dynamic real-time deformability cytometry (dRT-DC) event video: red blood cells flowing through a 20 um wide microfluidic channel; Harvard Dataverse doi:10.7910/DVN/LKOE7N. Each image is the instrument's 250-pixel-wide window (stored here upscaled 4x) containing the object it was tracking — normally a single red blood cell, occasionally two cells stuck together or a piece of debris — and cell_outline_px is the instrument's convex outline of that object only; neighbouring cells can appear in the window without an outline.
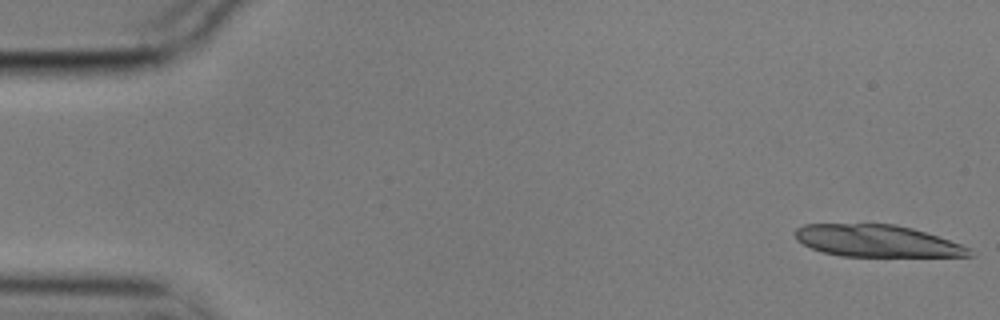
{"species": "common noctule bat (a hibernating species)", "species_latin": "Nyctalus noctula", "temperature_condition": "cold", "stored_images_in_passage": 49, "camera_frame_rate_fps": 3000, "um_per_image_px": 0.085, "animal": {"sex": "male", "body_mass_g": 17.9}, "frame": {"image": 1, "passage_image": 1, "time_ms": 0.0, "image_size_px": [1000, 320], "cell_outline_px": [[972, 256], [840, 256], [824, 252], [812, 248], [796, 240], [792, 232], [796, 228], [804, 224], [896, 224], [912, 228], [972, 248]], "centroid_in_image_um": [74.49, 20.47], "position_along_channel_um": 10.5, "area_um2": 32.31}}
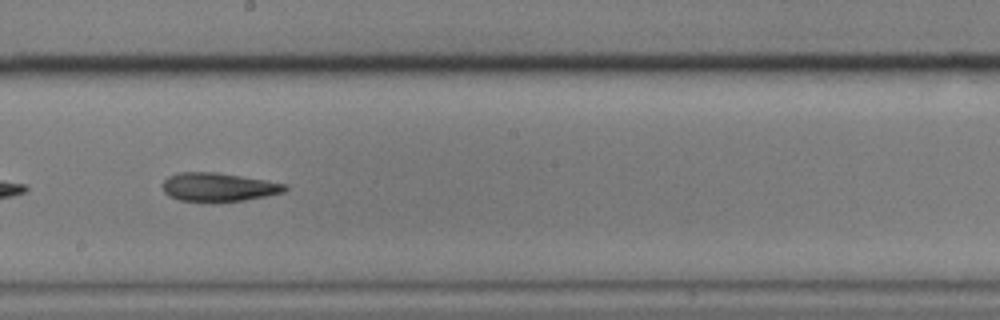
{"frame": {"image": 2, "passage_image": 31, "time_ms": 10.0, "image_size_px": [1000, 320], "cell_outline_px": [[288, 188], [284, 192], [244, 200], [220, 204], [212, 204], [180, 200], [168, 196], [164, 192], [164, 180], [168, 176], [180, 172], [216, 172], [288, 184]], "centroid_in_image_um": [18.55, 15.94], "position_along_channel_um": 229.6, "area_um2": 20.87}}
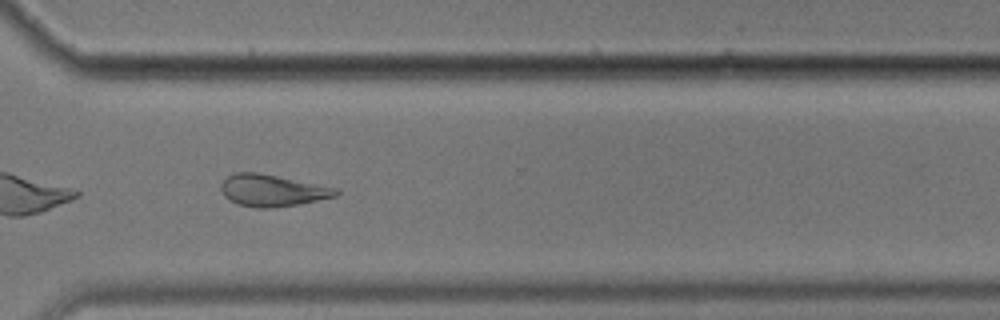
{"frame": {"image": 3, "passage_image": 41, "time_ms": 13.333, "image_size_px": [1000, 320], "cell_outline_px": [[340, 192], [336, 196], [300, 204], [272, 208], [256, 208], [236, 204], [228, 200], [224, 196], [220, 188], [220, 184], [228, 176], [236, 172], [256, 172], [340, 188]], "centroid_in_image_um": [23.14, 16.2], "position_along_channel_um": 347.5, "area_um2": 21.5}, "authors_computed_cell_mechanics": {"area_um2": 21.5016, "velocity_mm_per_s": 3.539, "shape_relaxation_time_tau1_ms": 6.7046, "shape_relaxation_time_tau2_ms": 3.5841, "deformation_change_tau1": 0.1829, "deformation_change_tau2": 0.125}}